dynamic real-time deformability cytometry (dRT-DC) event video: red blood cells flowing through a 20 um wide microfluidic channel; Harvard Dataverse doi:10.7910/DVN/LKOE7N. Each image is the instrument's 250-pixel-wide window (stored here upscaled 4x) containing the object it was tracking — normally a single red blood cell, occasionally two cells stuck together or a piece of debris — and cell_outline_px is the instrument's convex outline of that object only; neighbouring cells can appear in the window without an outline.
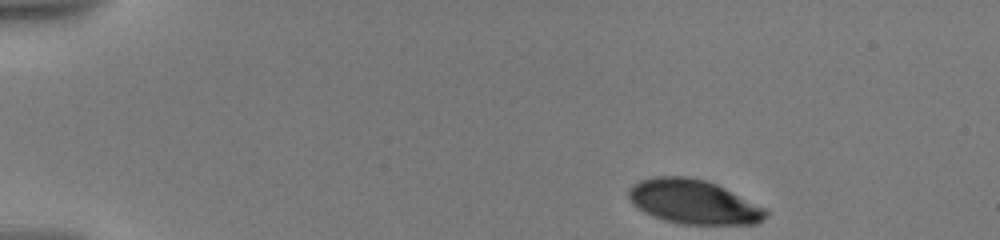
{"species": "human", "species_latin": "Homo sapiens", "temperature_condition": "warm", "stored_images_in_passage": 23, "camera_frame_rate_fps": 3000, "um_per_image_px": 0.085, "donor": {"sex": "male"}, "frame": {"image": 1, "passage_image": 1, "time_ms": 0.0, "image_size_px": [1000, 240], "cell_outline_px": [[768, 216], [760, 224], [676, 224], [652, 216], [636, 208], [632, 204], [628, 196], [628, 188], [632, 184], [640, 180], [656, 176], [688, 176], [704, 180], [716, 184], [768, 208]], "centroid_in_image_um": [58.96, 17.17], "position_along_channel_um": 26.0, "area_um2": 35.89}}
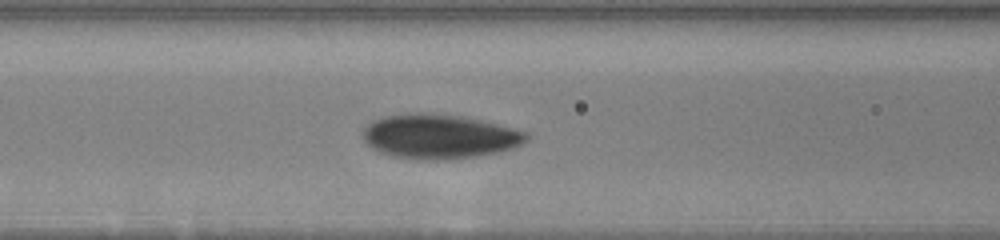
{"frame": {"image": 2, "passage_image": 14, "time_ms": 5.667, "image_size_px": [1000, 240], "cell_outline_px": [[528, 140], [512, 148], [496, 152], [476, 156], [448, 160], [420, 160], [392, 156], [380, 152], [364, 144], [364, 128], [372, 120], [384, 116], [416, 112], [460, 116], [480, 120], [528, 132]], "centroid_in_image_um": [37.3, 11.61], "position_along_channel_um": 129.3, "area_um2": 42.25}}
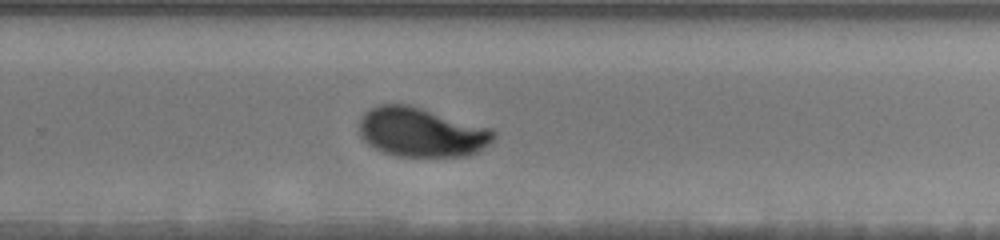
{"frame": {"image": 3, "passage_image": 23, "time_ms": 10.333, "image_size_px": [1000, 240], "cell_outline_px": [[496, 136], [484, 148], [468, 156], [396, 156], [384, 152], [368, 144], [360, 136], [360, 120], [364, 112], [380, 104], [408, 104], [492, 128], [496, 132]], "centroid_in_image_um": [35.84, 11.24], "position_along_channel_um": 294.0, "area_um2": 38.55}}